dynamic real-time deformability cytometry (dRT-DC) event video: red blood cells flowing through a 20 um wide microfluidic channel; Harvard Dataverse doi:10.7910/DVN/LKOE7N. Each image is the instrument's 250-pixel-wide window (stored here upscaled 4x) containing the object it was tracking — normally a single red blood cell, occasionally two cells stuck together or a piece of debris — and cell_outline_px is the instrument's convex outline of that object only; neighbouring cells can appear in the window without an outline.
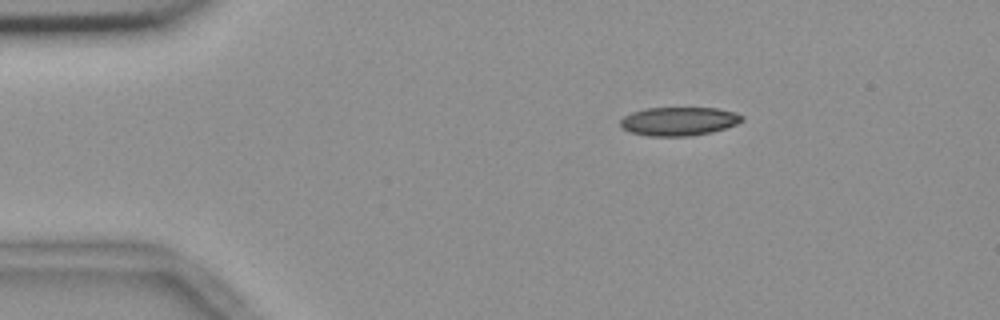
{"species": "common noctule bat (a hibernating species)", "species_latin": "Nyctalus noctula", "temperature_condition": "room temperature", "stored_images_in_passage": 47, "camera_frame_rate_fps": 3000, "um_per_image_px": 0.085, "animal": {"sex": "female", "body_mass_g": 18.4}, "frame": {"image": 1, "passage_image": 1, "time_ms": 0.0, "image_size_px": [1000, 320], "cell_outline_px": [[744, 120], [736, 124], [712, 132], [688, 136], [648, 136], [628, 132], [620, 128], [620, 120], [624, 116], [632, 112], [644, 108], [716, 108], [736, 112], [744, 116]], "centroid_in_image_um": [57.67, 10.31], "position_along_channel_um": 27.3, "area_um2": 20.46}}
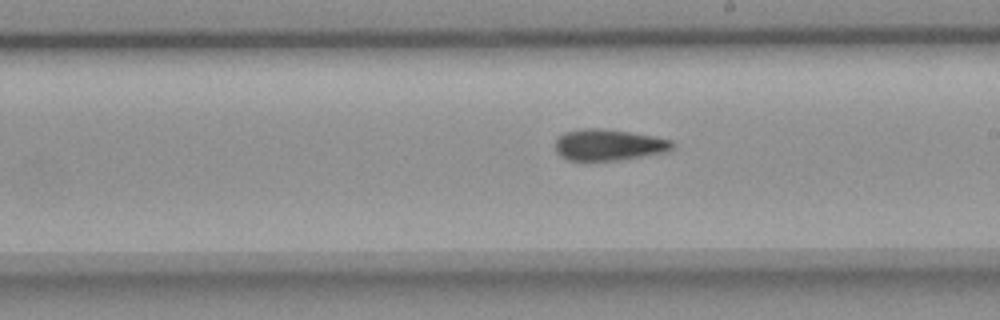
{"frame": {"image": 2, "passage_image": 23, "time_ms": 7.333, "image_size_px": [1000, 320], "cell_outline_px": [[676, 144], [668, 152], [620, 160], [568, 160], [560, 156], [556, 152], [556, 140], [564, 132], [580, 128], [600, 128], [628, 132], [652, 136], [672, 140]], "centroid_in_image_um": [51.75, 12.31], "position_along_channel_um": 237.3, "area_um2": 21.39}}
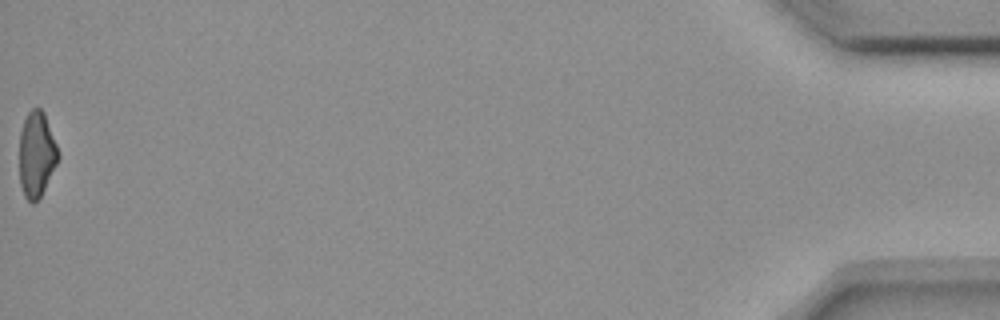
{"frame": {"image": 3, "passage_image": 47, "time_ms": 15.333, "image_size_px": [1000, 320], "cell_outline_px": [[60, 156], [40, 196], [32, 204], [24, 196], [20, 184], [20, 132], [24, 120], [28, 112], [32, 108], [40, 108], [44, 112], [56, 144]], "centroid_in_image_um": [3.1, 13.1], "position_along_channel_um": 432.1, "area_um2": 19.02}, "authors_computed_cell_mechanics": {"area_um2": 21.2126, "velocity_mm_per_s": 3.691, "shape_relaxation_time_tau1_ms": null, "shape_relaxation_time_tau2_ms": 4.5904, "deformation_change_tau1": null, "deformation_change_tau2": 0.1282}}